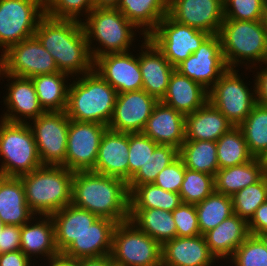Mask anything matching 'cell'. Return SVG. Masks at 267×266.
<instances>
[{
  "instance_id": "cell-56",
  "label": "cell",
  "mask_w": 267,
  "mask_h": 266,
  "mask_svg": "<svg viewBox=\"0 0 267 266\" xmlns=\"http://www.w3.org/2000/svg\"><path fill=\"white\" fill-rule=\"evenodd\" d=\"M262 166L264 167L265 173H267V150L259 158Z\"/></svg>"
},
{
  "instance_id": "cell-13",
  "label": "cell",
  "mask_w": 267,
  "mask_h": 266,
  "mask_svg": "<svg viewBox=\"0 0 267 266\" xmlns=\"http://www.w3.org/2000/svg\"><path fill=\"white\" fill-rule=\"evenodd\" d=\"M2 63L5 74L18 77L59 72L52 55L35 35L9 47L2 53Z\"/></svg>"
},
{
  "instance_id": "cell-23",
  "label": "cell",
  "mask_w": 267,
  "mask_h": 266,
  "mask_svg": "<svg viewBox=\"0 0 267 266\" xmlns=\"http://www.w3.org/2000/svg\"><path fill=\"white\" fill-rule=\"evenodd\" d=\"M215 261L203 235L175 237L162 245V266H212Z\"/></svg>"
},
{
  "instance_id": "cell-7",
  "label": "cell",
  "mask_w": 267,
  "mask_h": 266,
  "mask_svg": "<svg viewBox=\"0 0 267 266\" xmlns=\"http://www.w3.org/2000/svg\"><path fill=\"white\" fill-rule=\"evenodd\" d=\"M0 156L2 176L19 177L42 166L28 122L0 120Z\"/></svg>"
},
{
  "instance_id": "cell-36",
  "label": "cell",
  "mask_w": 267,
  "mask_h": 266,
  "mask_svg": "<svg viewBox=\"0 0 267 266\" xmlns=\"http://www.w3.org/2000/svg\"><path fill=\"white\" fill-rule=\"evenodd\" d=\"M216 144L219 169L238 166L254 158L239 126L231 127Z\"/></svg>"
},
{
  "instance_id": "cell-2",
  "label": "cell",
  "mask_w": 267,
  "mask_h": 266,
  "mask_svg": "<svg viewBox=\"0 0 267 266\" xmlns=\"http://www.w3.org/2000/svg\"><path fill=\"white\" fill-rule=\"evenodd\" d=\"M129 190L121 178L92 171L74 172L71 204L116 223L129 220Z\"/></svg>"
},
{
  "instance_id": "cell-51",
  "label": "cell",
  "mask_w": 267,
  "mask_h": 266,
  "mask_svg": "<svg viewBox=\"0 0 267 266\" xmlns=\"http://www.w3.org/2000/svg\"><path fill=\"white\" fill-rule=\"evenodd\" d=\"M32 262L21 250L0 254V266H32Z\"/></svg>"
},
{
  "instance_id": "cell-22",
  "label": "cell",
  "mask_w": 267,
  "mask_h": 266,
  "mask_svg": "<svg viewBox=\"0 0 267 266\" xmlns=\"http://www.w3.org/2000/svg\"><path fill=\"white\" fill-rule=\"evenodd\" d=\"M142 133L158 145H170L180 149L185 141V115L159 101Z\"/></svg>"
},
{
  "instance_id": "cell-31",
  "label": "cell",
  "mask_w": 267,
  "mask_h": 266,
  "mask_svg": "<svg viewBox=\"0 0 267 266\" xmlns=\"http://www.w3.org/2000/svg\"><path fill=\"white\" fill-rule=\"evenodd\" d=\"M168 1L119 0L116 8L138 29L137 32L141 29L139 34L146 38L168 14Z\"/></svg>"
},
{
  "instance_id": "cell-57",
  "label": "cell",
  "mask_w": 267,
  "mask_h": 266,
  "mask_svg": "<svg viewBox=\"0 0 267 266\" xmlns=\"http://www.w3.org/2000/svg\"><path fill=\"white\" fill-rule=\"evenodd\" d=\"M256 236L263 242V244L267 248V232L260 233V234H258Z\"/></svg>"
},
{
  "instance_id": "cell-27",
  "label": "cell",
  "mask_w": 267,
  "mask_h": 266,
  "mask_svg": "<svg viewBox=\"0 0 267 266\" xmlns=\"http://www.w3.org/2000/svg\"><path fill=\"white\" fill-rule=\"evenodd\" d=\"M36 216L26 202L20 177L0 175V218L5 225L22 226Z\"/></svg>"
},
{
  "instance_id": "cell-24",
  "label": "cell",
  "mask_w": 267,
  "mask_h": 266,
  "mask_svg": "<svg viewBox=\"0 0 267 266\" xmlns=\"http://www.w3.org/2000/svg\"><path fill=\"white\" fill-rule=\"evenodd\" d=\"M116 224L111 219L99 217L84 234L70 244L62 255L77 260L111 254L112 235Z\"/></svg>"
},
{
  "instance_id": "cell-5",
  "label": "cell",
  "mask_w": 267,
  "mask_h": 266,
  "mask_svg": "<svg viewBox=\"0 0 267 266\" xmlns=\"http://www.w3.org/2000/svg\"><path fill=\"white\" fill-rule=\"evenodd\" d=\"M219 36L228 68H237L239 64H246L244 66L249 67V64H251L252 66L249 68L251 69L252 67L254 69L253 66H256V62L260 63V65L266 64L267 30L263 20L224 19Z\"/></svg>"
},
{
  "instance_id": "cell-14",
  "label": "cell",
  "mask_w": 267,
  "mask_h": 266,
  "mask_svg": "<svg viewBox=\"0 0 267 266\" xmlns=\"http://www.w3.org/2000/svg\"><path fill=\"white\" fill-rule=\"evenodd\" d=\"M108 126L69 119L65 167L73 172L92 171L101 138Z\"/></svg>"
},
{
  "instance_id": "cell-1",
  "label": "cell",
  "mask_w": 267,
  "mask_h": 266,
  "mask_svg": "<svg viewBox=\"0 0 267 266\" xmlns=\"http://www.w3.org/2000/svg\"><path fill=\"white\" fill-rule=\"evenodd\" d=\"M35 36L52 55L59 72L75 79L76 75L78 77V74L93 70L94 61L81 21L54 19L45 15L39 21Z\"/></svg>"
},
{
  "instance_id": "cell-25",
  "label": "cell",
  "mask_w": 267,
  "mask_h": 266,
  "mask_svg": "<svg viewBox=\"0 0 267 266\" xmlns=\"http://www.w3.org/2000/svg\"><path fill=\"white\" fill-rule=\"evenodd\" d=\"M203 236L210 253L218 261L230 259L235 250L250 236V232L248 222L232 214Z\"/></svg>"
},
{
  "instance_id": "cell-54",
  "label": "cell",
  "mask_w": 267,
  "mask_h": 266,
  "mask_svg": "<svg viewBox=\"0 0 267 266\" xmlns=\"http://www.w3.org/2000/svg\"><path fill=\"white\" fill-rule=\"evenodd\" d=\"M47 266H79V259H72L59 254L51 259H48Z\"/></svg>"
},
{
  "instance_id": "cell-17",
  "label": "cell",
  "mask_w": 267,
  "mask_h": 266,
  "mask_svg": "<svg viewBox=\"0 0 267 266\" xmlns=\"http://www.w3.org/2000/svg\"><path fill=\"white\" fill-rule=\"evenodd\" d=\"M158 102L143 89L117 94L108 128L124 133L142 132Z\"/></svg>"
},
{
  "instance_id": "cell-52",
  "label": "cell",
  "mask_w": 267,
  "mask_h": 266,
  "mask_svg": "<svg viewBox=\"0 0 267 266\" xmlns=\"http://www.w3.org/2000/svg\"><path fill=\"white\" fill-rule=\"evenodd\" d=\"M263 67L265 68H262L260 72L257 71V75H254L256 76L254 85L257 103L267 106V66Z\"/></svg>"
},
{
  "instance_id": "cell-43",
  "label": "cell",
  "mask_w": 267,
  "mask_h": 266,
  "mask_svg": "<svg viewBox=\"0 0 267 266\" xmlns=\"http://www.w3.org/2000/svg\"><path fill=\"white\" fill-rule=\"evenodd\" d=\"M229 260L232 266H267V248L257 236L250 235Z\"/></svg>"
},
{
  "instance_id": "cell-39",
  "label": "cell",
  "mask_w": 267,
  "mask_h": 266,
  "mask_svg": "<svg viewBox=\"0 0 267 266\" xmlns=\"http://www.w3.org/2000/svg\"><path fill=\"white\" fill-rule=\"evenodd\" d=\"M201 235L234 214L232 197L214 191L195 205Z\"/></svg>"
},
{
  "instance_id": "cell-20",
  "label": "cell",
  "mask_w": 267,
  "mask_h": 266,
  "mask_svg": "<svg viewBox=\"0 0 267 266\" xmlns=\"http://www.w3.org/2000/svg\"><path fill=\"white\" fill-rule=\"evenodd\" d=\"M139 52V66L142 76V89L161 101L166 94L170 77L175 68L163 53L148 38H144Z\"/></svg>"
},
{
  "instance_id": "cell-42",
  "label": "cell",
  "mask_w": 267,
  "mask_h": 266,
  "mask_svg": "<svg viewBox=\"0 0 267 266\" xmlns=\"http://www.w3.org/2000/svg\"><path fill=\"white\" fill-rule=\"evenodd\" d=\"M215 191L214 176L185 168L179 194L182 202L198 204Z\"/></svg>"
},
{
  "instance_id": "cell-15",
  "label": "cell",
  "mask_w": 267,
  "mask_h": 266,
  "mask_svg": "<svg viewBox=\"0 0 267 266\" xmlns=\"http://www.w3.org/2000/svg\"><path fill=\"white\" fill-rule=\"evenodd\" d=\"M228 69L219 34L210 35L197 49L175 67L180 74L209 90Z\"/></svg>"
},
{
  "instance_id": "cell-60",
  "label": "cell",
  "mask_w": 267,
  "mask_h": 266,
  "mask_svg": "<svg viewBox=\"0 0 267 266\" xmlns=\"http://www.w3.org/2000/svg\"><path fill=\"white\" fill-rule=\"evenodd\" d=\"M4 226H5V224H3V222L0 218V232L3 230Z\"/></svg>"
},
{
  "instance_id": "cell-33",
  "label": "cell",
  "mask_w": 267,
  "mask_h": 266,
  "mask_svg": "<svg viewBox=\"0 0 267 266\" xmlns=\"http://www.w3.org/2000/svg\"><path fill=\"white\" fill-rule=\"evenodd\" d=\"M265 174L260 159L254 157L247 163L219 169L214 176L215 191L233 196L248 185L258 182Z\"/></svg>"
},
{
  "instance_id": "cell-10",
  "label": "cell",
  "mask_w": 267,
  "mask_h": 266,
  "mask_svg": "<svg viewBox=\"0 0 267 266\" xmlns=\"http://www.w3.org/2000/svg\"><path fill=\"white\" fill-rule=\"evenodd\" d=\"M238 72V69L228 68L208 90V101L233 126H239L257 103L255 85L253 90L249 89Z\"/></svg>"
},
{
  "instance_id": "cell-49",
  "label": "cell",
  "mask_w": 267,
  "mask_h": 266,
  "mask_svg": "<svg viewBox=\"0 0 267 266\" xmlns=\"http://www.w3.org/2000/svg\"><path fill=\"white\" fill-rule=\"evenodd\" d=\"M21 226L5 225L0 232V254L20 250Z\"/></svg>"
},
{
  "instance_id": "cell-12",
  "label": "cell",
  "mask_w": 267,
  "mask_h": 266,
  "mask_svg": "<svg viewBox=\"0 0 267 266\" xmlns=\"http://www.w3.org/2000/svg\"><path fill=\"white\" fill-rule=\"evenodd\" d=\"M209 36L205 31L176 22L167 14L148 38L175 68L196 52Z\"/></svg>"
},
{
  "instance_id": "cell-46",
  "label": "cell",
  "mask_w": 267,
  "mask_h": 266,
  "mask_svg": "<svg viewBox=\"0 0 267 266\" xmlns=\"http://www.w3.org/2000/svg\"><path fill=\"white\" fill-rule=\"evenodd\" d=\"M266 0H223L224 19L261 21Z\"/></svg>"
},
{
  "instance_id": "cell-44",
  "label": "cell",
  "mask_w": 267,
  "mask_h": 266,
  "mask_svg": "<svg viewBox=\"0 0 267 266\" xmlns=\"http://www.w3.org/2000/svg\"><path fill=\"white\" fill-rule=\"evenodd\" d=\"M45 7L48 17L81 22L82 13L87 17L94 9L93 0H45Z\"/></svg>"
},
{
  "instance_id": "cell-58",
  "label": "cell",
  "mask_w": 267,
  "mask_h": 266,
  "mask_svg": "<svg viewBox=\"0 0 267 266\" xmlns=\"http://www.w3.org/2000/svg\"><path fill=\"white\" fill-rule=\"evenodd\" d=\"M263 23H264L265 29L267 30V2L265 4V10L263 14Z\"/></svg>"
},
{
  "instance_id": "cell-35",
  "label": "cell",
  "mask_w": 267,
  "mask_h": 266,
  "mask_svg": "<svg viewBox=\"0 0 267 266\" xmlns=\"http://www.w3.org/2000/svg\"><path fill=\"white\" fill-rule=\"evenodd\" d=\"M179 157L187 169L215 176L219 170L217 144L208 140H185L179 149Z\"/></svg>"
},
{
  "instance_id": "cell-48",
  "label": "cell",
  "mask_w": 267,
  "mask_h": 266,
  "mask_svg": "<svg viewBox=\"0 0 267 266\" xmlns=\"http://www.w3.org/2000/svg\"><path fill=\"white\" fill-rule=\"evenodd\" d=\"M185 168L183 160L178 157L157 175L153 184L166 191L179 193L184 180Z\"/></svg>"
},
{
  "instance_id": "cell-59",
  "label": "cell",
  "mask_w": 267,
  "mask_h": 266,
  "mask_svg": "<svg viewBox=\"0 0 267 266\" xmlns=\"http://www.w3.org/2000/svg\"><path fill=\"white\" fill-rule=\"evenodd\" d=\"M2 71H3V63H2V54H1V56H0V77H1V78H3V77L1 76Z\"/></svg>"
},
{
  "instance_id": "cell-11",
  "label": "cell",
  "mask_w": 267,
  "mask_h": 266,
  "mask_svg": "<svg viewBox=\"0 0 267 266\" xmlns=\"http://www.w3.org/2000/svg\"><path fill=\"white\" fill-rule=\"evenodd\" d=\"M31 121L28 125L33 133L42 165L65 167L69 128L66 112L47 111Z\"/></svg>"
},
{
  "instance_id": "cell-26",
  "label": "cell",
  "mask_w": 267,
  "mask_h": 266,
  "mask_svg": "<svg viewBox=\"0 0 267 266\" xmlns=\"http://www.w3.org/2000/svg\"><path fill=\"white\" fill-rule=\"evenodd\" d=\"M207 101L208 90L177 70L172 72L166 94L161 100L184 115L195 112Z\"/></svg>"
},
{
  "instance_id": "cell-18",
  "label": "cell",
  "mask_w": 267,
  "mask_h": 266,
  "mask_svg": "<svg viewBox=\"0 0 267 266\" xmlns=\"http://www.w3.org/2000/svg\"><path fill=\"white\" fill-rule=\"evenodd\" d=\"M93 70L118 94L142 90L138 54L134 56L132 52H124L102 55L94 60Z\"/></svg>"
},
{
  "instance_id": "cell-41",
  "label": "cell",
  "mask_w": 267,
  "mask_h": 266,
  "mask_svg": "<svg viewBox=\"0 0 267 266\" xmlns=\"http://www.w3.org/2000/svg\"><path fill=\"white\" fill-rule=\"evenodd\" d=\"M231 197L234 214L249 222L256 209L267 201V173L258 182L248 185Z\"/></svg>"
},
{
  "instance_id": "cell-32",
  "label": "cell",
  "mask_w": 267,
  "mask_h": 266,
  "mask_svg": "<svg viewBox=\"0 0 267 266\" xmlns=\"http://www.w3.org/2000/svg\"><path fill=\"white\" fill-rule=\"evenodd\" d=\"M129 221L163 245L177 237L172 212L156 208H129Z\"/></svg>"
},
{
  "instance_id": "cell-16",
  "label": "cell",
  "mask_w": 267,
  "mask_h": 266,
  "mask_svg": "<svg viewBox=\"0 0 267 266\" xmlns=\"http://www.w3.org/2000/svg\"><path fill=\"white\" fill-rule=\"evenodd\" d=\"M168 15L210 35L219 34L224 20L223 0H169Z\"/></svg>"
},
{
  "instance_id": "cell-50",
  "label": "cell",
  "mask_w": 267,
  "mask_h": 266,
  "mask_svg": "<svg viewBox=\"0 0 267 266\" xmlns=\"http://www.w3.org/2000/svg\"><path fill=\"white\" fill-rule=\"evenodd\" d=\"M250 235L256 236L267 232V201L261 204L248 222Z\"/></svg>"
},
{
  "instance_id": "cell-30",
  "label": "cell",
  "mask_w": 267,
  "mask_h": 266,
  "mask_svg": "<svg viewBox=\"0 0 267 266\" xmlns=\"http://www.w3.org/2000/svg\"><path fill=\"white\" fill-rule=\"evenodd\" d=\"M39 218L38 221L35 217L34 224L30 220L21 226L20 250L30 259L41 255L48 260L60 254L55 243L54 223L51 216Z\"/></svg>"
},
{
  "instance_id": "cell-19",
  "label": "cell",
  "mask_w": 267,
  "mask_h": 266,
  "mask_svg": "<svg viewBox=\"0 0 267 266\" xmlns=\"http://www.w3.org/2000/svg\"><path fill=\"white\" fill-rule=\"evenodd\" d=\"M1 76L8 78L7 81L12 80L6 85L8 92L3 101L8 110L2 114L1 119L27 123V119H35L46 112L38 100L31 78L5 74L3 71Z\"/></svg>"
},
{
  "instance_id": "cell-47",
  "label": "cell",
  "mask_w": 267,
  "mask_h": 266,
  "mask_svg": "<svg viewBox=\"0 0 267 266\" xmlns=\"http://www.w3.org/2000/svg\"><path fill=\"white\" fill-rule=\"evenodd\" d=\"M176 225L177 237H193L201 235L198 216L194 204L182 203L172 211Z\"/></svg>"
},
{
  "instance_id": "cell-55",
  "label": "cell",
  "mask_w": 267,
  "mask_h": 266,
  "mask_svg": "<svg viewBox=\"0 0 267 266\" xmlns=\"http://www.w3.org/2000/svg\"><path fill=\"white\" fill-rule=\"evenodd\" d=\"M119 0H93L94 8H116Z\"/></svg>"
},
{
  "instance_id": "cell-3",
  "label": "cell",
  "mask_w": 267,
  "mask_h": 266,
  "mask_svg": "<svg viewBox=\"0 0 267 266\" xmlns=\"http://www.w3.org/2000/svg\"><path fill=\"white\" fill-rule=\"evenodd\" d=\"M117 94L108 82L92 70L69 84L65 112L70 120L108 126Z\"/></svg>"
},
{
  "instance_id": "cell-45",
  "label": "cell",
  "mask_w": 267,
  "mask_h": 266,
  "mask_svg": "<svg viewBox=\"0 0 267 266\" xmlns=\"http://www.w3.org/2000/svg\"><path fill=\"white\" fill-rule=\"evenodd\" d=\"M157 146L142 132L129 133V180L145 165Z\"/></svg>"
},
{
  "instance_id": "cell-9",
  "label": "cell",
  "mask_w": 267,
  "mask_h": 266,
  "mask_svg": "<svg viewBox=\"0 0 267 266\" xmlns=\"http://www.w3.org/2000/svg\"><path fill=\"white\" fill-rule=\"evenodd\" d=\"M45 15V0H0L1 54L12 45L34 36Z\"/></svg>"
},
{
  "instance_id": "cell-4",
  "label": "cell",
  "mask_w": 267,
  "mask_h": 266,
  "mask_svg": "<svg viewBox=\"0 0 267 266\" xmlns=\"http://www.w3.org/2000/svg\"><path fill=\"white\" fill-rule=\"evenodd\" d=\"M73 175L64 166L42 165L19 176L30 210L36 216H51L71 204Z\"/></svg>"
},
{
  "instance_id": "cell-40",
  "label": "cell",
  "mask_w": 267,
  "mask_h": 266,
  "mask_svg": "<svg viewBox=\"0 0 267 266\" xmlns=\"http://www.w3.org/2000/svg\"><path fill=\"white\" fill-rule=\"evenodd\" d=\"M179 157V149L170 145H158L144 166L127 182L129 193L137 186L151 184L157 175Z\"/></svg>"
},
{
  "instance_id": "cell-8",
  "label": "cell",
  "mask_w": 267,
  "mask_h": 266,
  "mask_svg": "<svg viewBox=\"0 0 267 266\" xmlns=\"http://www.w3.org/2000/svg\"><path fill=\"white\" fill-rule=\"evenodd\" d=\"M110 255L115 266H162V245L129 220L116 224Z\"/></svg>"
},
{
  "instance_id": "cell-38",
  "label": "cell",
  "mask_w": 267,
  "mask_h": 266,
  "mask_svg": "<svg viewBox=\"0 0 267 266\" xmlns=\"http://www.w3.org/2000/svg\"><path fill=\"white\" fill-rule=\"evenodd\" d=\"M239 127L249 152L253 157L260 158L267 150V106L256 103Z\"/></svg>"
},
{
  "instance_id": "cell-28",
  "label": "cell",
  "mask_w": 267,
  "mask_h": 266,
  "mask_svg": "<svg viewBox=\"0 0 267 266\" xmlns=\"http://www.w3.org/2000/svg\"><path fill=\"white\" fill-rule=\"evenodd\" d=\"M233 125L209 101L185 115V140L216 142Z\"/></svg>"
},
{
  "instance_id": "cell-29",
  "label": "cell",
  "mask_w": 267,
  "mask_h": 266,
  "mask_svg": "<svg viewBox=\"0 0 267 266\" xmlns=\"http://www.w3.org/2000/svg\"><path fill=\"white\" fill-rule=\"evenodd\" d=\"M51 217L54 223L55 243L60 254L99 218L92 212L73 204L53 213Z\"/></svg>"
},
{
  "instance_id": "cell-34",
  "label": "cell",
  "mask_w": 267,
  "mask_h": 266,
  "mask_svg": "<svg viewBox=\"0 0 267 266\" xmlns=\"http://www.w3.org/2000/svg\"><path fill=\"white\" fill-rule=\"evenodd\" d=\"M68 77L65 73L55 72L31 78L38 100L46 112L66 110L70 84L67 82Z\"/></svg>"
},
{
  "instance_id": "cell-53",
  "label": "cell",
  "mask_w": 267,
  "mask_h": 266,
  "mask_svg": "<svg viewBox=\"0 0 267 266\" xmlns=\"http://www.w3.org/2000/svg\"><path fill=\"white\" fill-rule=\"evenodd\" d=\"M79 266H115L110 254L101 257L79 259Z\"/></svg>"
},
{
  "instance_id": "cell-21",
  "label": "cell",
  "mask_w": 267,
  "mask_h": 266,
  "mask_svg": "<svg viewBox=\"0 0 267 266\" xmlns=\"http://www.w3.org/2000/svg\"><path fill=\"white\" fill-rule=\"evenodd\" d=\"M129 133L107 128L101 138L92 172L129 181Z\"/></svg>"
},
{
  "instance_id": "cell-6",
  "label": "cell",
  "mask_w": 267,
  "mask_h": 266,
  "mask_svg": "<svg viewBox=\"0 0 267 266\" xmlns=\"http://www.w3.org/2000/svg\"><path fill=\"white\" fill-rule=\"evenodd\" d=\"M85 18L82 24L93 61L109 53L130 52L137 28L117 8H94ZM93 40L100 44L97 48Z\"/></svg>"
},
{
  "instance_id": "cell-37",
  "label": "cell",
  "mask_w": 267,
  "mask_h": 266,
  "mask_svg": "<svg viewBox=\"0 0 267 266\" xmlns=\"http://www.w3.org/2000/svg\"><path fill=\"white\" fill-rule=\"evenodd\" d=\"M182 203L179 193L166 191L153 183L137 185L129 194V208H156L172 212Z\"/></svg>"
}]
</instances>
